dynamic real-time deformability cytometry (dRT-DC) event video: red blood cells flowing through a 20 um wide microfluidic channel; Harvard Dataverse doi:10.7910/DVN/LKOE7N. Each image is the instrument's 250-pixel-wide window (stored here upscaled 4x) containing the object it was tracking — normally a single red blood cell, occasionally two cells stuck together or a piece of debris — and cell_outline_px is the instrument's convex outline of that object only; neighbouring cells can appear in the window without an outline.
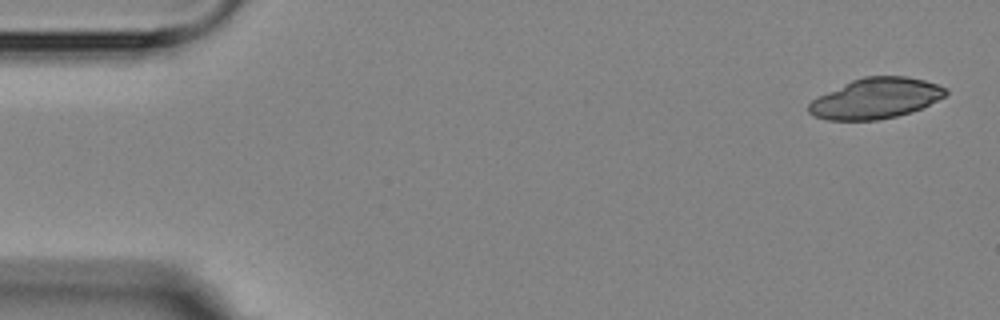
{"species": "Egyptian fruit bat (a non-hibernating species)", "species_latin": "Rousettus aegyptiacus", "temperature_condition": "room temperature", "stored_images_in_passage": 5, "camera_frame_rate_fps": 3000, "um_per_image_px": 0.085, "animal": {"sex": "female"}, "frame": {"image": 1, "passage_image": 1, "time_ms": 0.0, "image_size_px": [1000, 320], "cell_outline_px": [[948, 92], [944, 96], [912, 112], [896, 116], [876, 120], [828, 120], [812, 116], [808, 112], [808, 104], [812, 100], [852, 80], [864, 76], [908, 76], [924, 80], [948, 88]], "centroid_in_image_um": [74.43, 8.36], "position_along_channel_um": 10.6, "area_um2": 32.08}}